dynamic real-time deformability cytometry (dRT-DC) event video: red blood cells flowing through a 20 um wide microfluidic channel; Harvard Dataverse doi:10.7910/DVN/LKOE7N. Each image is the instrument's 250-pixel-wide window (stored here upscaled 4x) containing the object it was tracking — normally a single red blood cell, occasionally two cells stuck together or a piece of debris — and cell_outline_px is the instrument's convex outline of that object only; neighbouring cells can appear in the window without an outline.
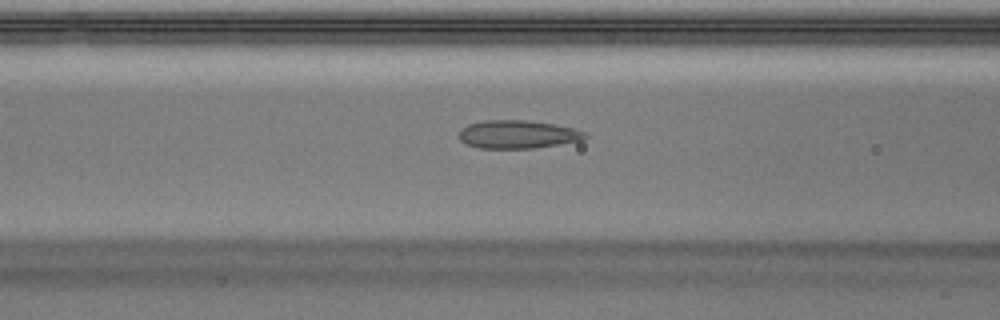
{"species": "Egyptian fruit bat (a non-hibernating species)", "species_latin": "Rousettus aegyptiacus", "temperature_condition": "warm", "stored_images_in_passage": 50, "camera_frame_rate_fps": 3000, "um_per_image_px": 0.085, "animal": {"sex": "male"}, "frame": {"image": 1, "passage_image": 20, "time_ms": 6.333, "image_size_px": [1000, 320], "cell_outline_px": [[588, 136], [580, 140], [532, 148], [480, 148], [464, 144], [460, 140], [460, 128], [468, 124], [484, 120], [524, 120], [552, 124], [572, 128], [584, 132]], "centroid_in_image_um": [43.92, 11.42], "position_along_channel_um": 122.7, "area_um2": 20.4}}
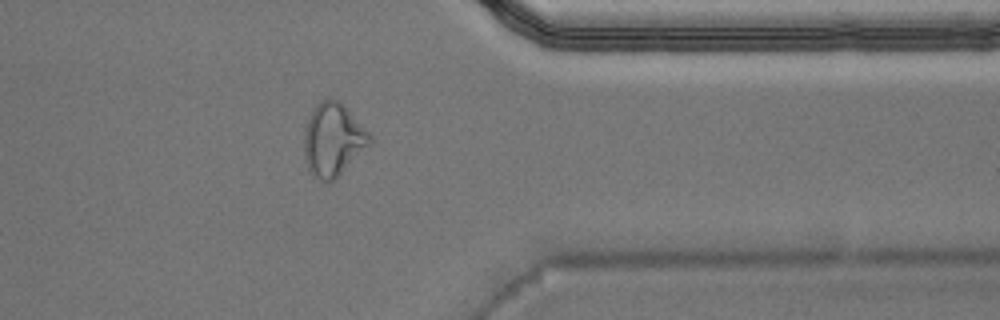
{"frame": {"image": 2, "passage_image": 40, "time_ms": 13.0, "image_size_px": [1000, 320], "cell_outline_px": [[372, 144], [332, 180], [320, 180], [312, 176], [308, 172], [304, 160], [304, 128], [312, 108], [320, 100], [328, 96], [336, 100], [372, 136]], "centroid_in_image_um": [28.25, 11.87], "position_along_channel_um": 383.1, "area_um2": 27.69}}
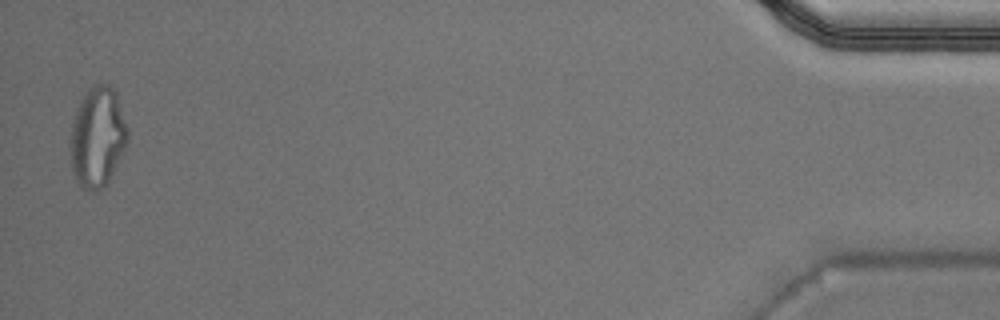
{"frame": {"image": 3, "passage_image": 49, "time_ms": 16.0, "image_size_px": [1000, 320], "cell_outline_px": [[128, 140], [108, 180], [96, 192], [84, 188], [76, 180], [72, 172], [72, 124], [76, 108], [80, 100], [88, 88], [104, 80], [116, 92], [128, 128]], "centroid_in_image_um": [8.3, 11.57], "position_along_channel_um": 426.9, "area_um2": 32.95}, "authors_computed_cell_mechanics": {"area_um2": 21.3282, "velocity_mm_per_s": 4.048, "shape_relaxation_time_tau1_ms": null, "shape_relaxation_time_tau2_ms": 1.5089, "deformation_change_tau1": null, "deformation_change_tau2": 0.0974}}